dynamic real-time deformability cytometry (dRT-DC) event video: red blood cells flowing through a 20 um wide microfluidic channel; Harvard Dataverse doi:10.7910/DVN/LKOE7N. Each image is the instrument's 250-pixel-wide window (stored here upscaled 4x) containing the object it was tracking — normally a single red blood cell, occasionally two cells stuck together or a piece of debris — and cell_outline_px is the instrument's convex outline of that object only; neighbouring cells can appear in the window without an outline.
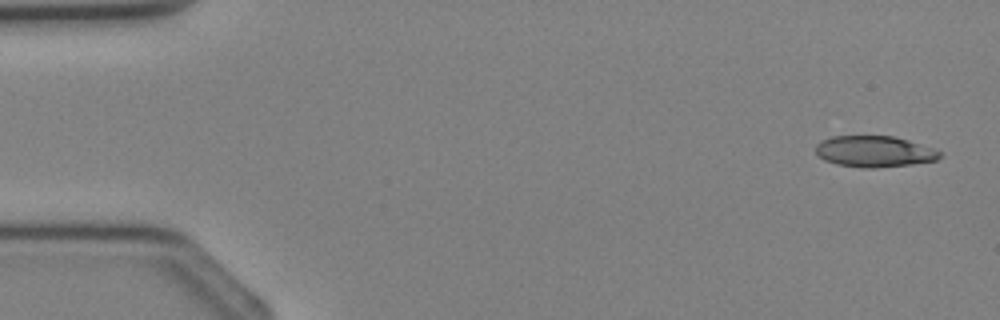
{"species": "Egyptian fruit bat (a non-hibernating species)", "species_latin": "Rousettus aegyptiacus", "temperature_condition": "cold", "stored_images_in_passage": 3, "camera_frame_rate_fps": 3000, "um_per_image_px": 0.085, "animal": {"sex": "female"}, "frame": {"image": 1, "passage_image": 1, "time_ms": 0.0, "image_size_px": [1000, 320], "cell_outline_px": [[944, 152], [936, 160], [912, 164], [876, 168], [864, 168], [836, 164], [824, 160], [816, 152], [816, 144], [820, 140], [832, 136], [892, 136], [908, 140]], "centroid_in_image_um": [74.31, 12.87], "position_along_channel_um": 10.7, "area_um2": 22.54}}